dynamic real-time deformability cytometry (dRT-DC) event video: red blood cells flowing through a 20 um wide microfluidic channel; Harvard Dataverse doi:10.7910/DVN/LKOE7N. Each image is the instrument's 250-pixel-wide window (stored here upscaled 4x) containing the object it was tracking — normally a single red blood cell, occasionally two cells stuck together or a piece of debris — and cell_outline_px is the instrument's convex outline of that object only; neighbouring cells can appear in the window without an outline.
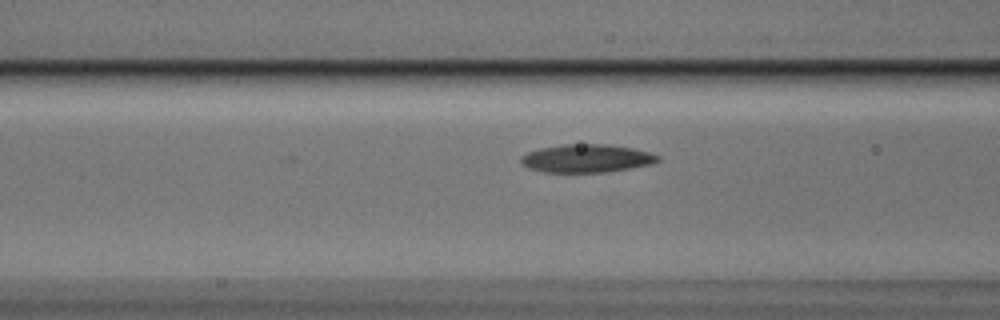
{"species": "Egyptian fruit bat (a non-hibernating species)", "species_latin": "Rousettus aegyptiacus", "temperature_condition": "cold", "stored_images_in_passage": 31, "camera_frame_rate_fps": 3000, "um_per_image_px": 0.085, "animal": {"sex": "male"}, "frame": {"image": 1, "passage_image": 8, "time_ms": 2.333, "image_size_px": [1000, 320], "cell_outline_px": [[660, 160], [652, 164], [604, 172], [544, 172], [528, 168], [520, 160], [520, 156], [528, 152], [540, 148], [564, 144], [608, 144], [632, 148], [648, 152], [660, 156]], "centroid_in_image_um": [49.85, 13.46], "position_along_channel_um": 116.8, "area_um2": 22.31}}
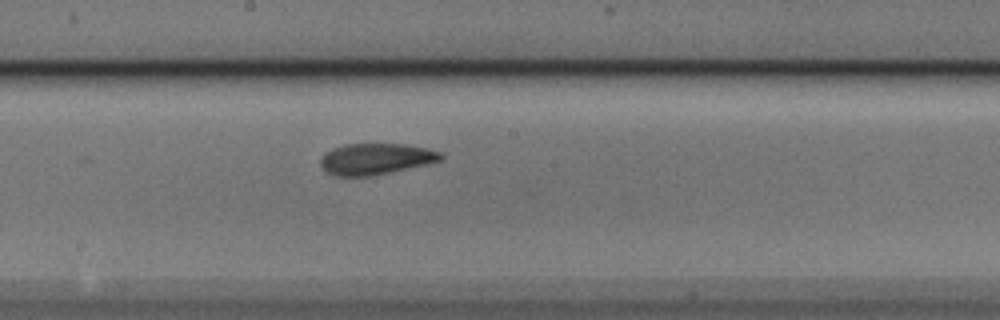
{"frame": {"image": 2, "passage_image": 16, "time_ms": 5.0, "image_size_px": [1000, 320], "cell_outline_px": [[444, 160], [388, 172], [368, 176], [336, 176], [324, 172], [320, 164], [320, 156], [324, 152], [332, 148], [344, 144], [404, 144], [428, 148], [440, 152], [444, 156]], "centroid_in_image_um": [31.89, 13.5], "position_along_channel_um": 216.3, "area_um2": 21.96}}
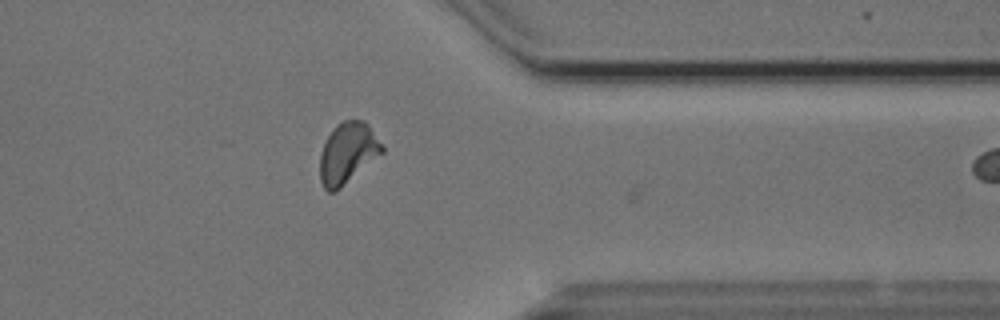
{"frame": {"image": 3, "passage_image": 30, "time_ms": 9.667, "image_size_px": [1000, 320], "cell_outline_px": [[384, 152], [336, 192], [328, 192], [324, 188], [320, 180], [320, 156], [324, 144], [332, 128], [336, 124], [344, 120], [364, 120], [368, 124], [384, 148]], "centroid_in_image_um": [29.54, 13.02], "position_along_channel_um": 381.9, "area_um2": 22.08}}